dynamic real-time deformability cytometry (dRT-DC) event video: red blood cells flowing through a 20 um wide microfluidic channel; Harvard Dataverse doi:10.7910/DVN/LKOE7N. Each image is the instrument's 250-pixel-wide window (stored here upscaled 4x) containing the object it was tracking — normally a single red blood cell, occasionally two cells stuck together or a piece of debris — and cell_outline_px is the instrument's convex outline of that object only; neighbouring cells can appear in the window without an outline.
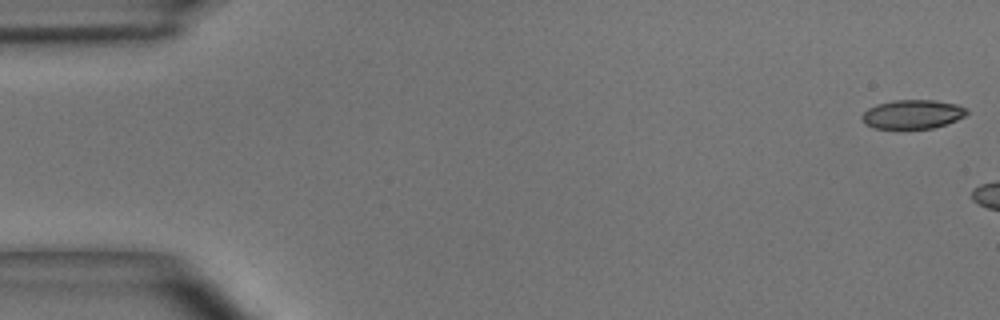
{"species": "common noctule bat (a hibernating species)", "species_latin": "Nyctalus noctula", "temperature_condition": "room temperature", "stored_images_in_passage": 3, "camera_frame_rate_fps": 3000, "um_per_image_px": 0.085, "animal": {"sex": "male", "body_mass_g": 15.6}, "frame": {"image": 1, "passage_image": 1, "time_ms": 0.0, "image_size_px": [1000, 320], "cell_outline_px": [[968, 112], [964, 116], [956, 120], [932, 128], [872, 128], [864, 124], [860, 120], [860, 116], [868, 108], [876, 104], [896, 100], [932, 100], [956, 104], [968, 108]], "centroid_in_image_um": [77.52, 9.71], "position_along_channel_um": 7.5, "area_um2": 17.69}}